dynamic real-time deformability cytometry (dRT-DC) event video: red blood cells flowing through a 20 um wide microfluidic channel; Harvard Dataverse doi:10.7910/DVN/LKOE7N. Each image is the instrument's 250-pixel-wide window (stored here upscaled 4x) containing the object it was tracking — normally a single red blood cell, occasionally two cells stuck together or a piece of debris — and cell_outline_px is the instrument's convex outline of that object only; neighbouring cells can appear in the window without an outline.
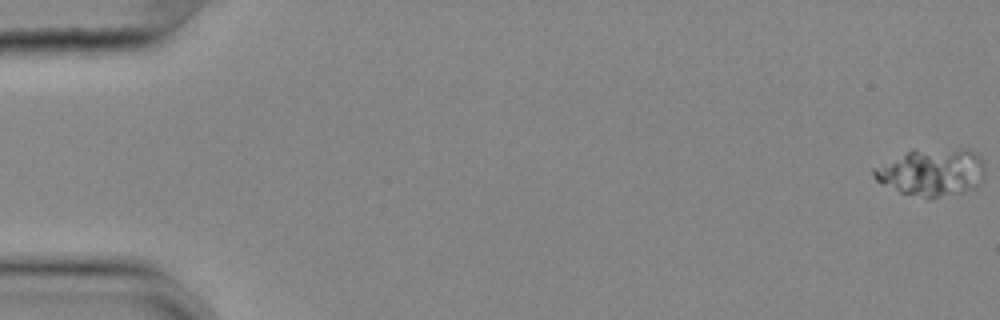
{"species": "common noctule bat (a hibernating species)", "species_latin": "Nyctalus noctula", "temperature_condition": "cold", "stored_images_in_passage": 57, "camera_frame_rate_fps": 3000, "um_per_image_px": 0.085, "animal": {"sex": "female", "body_mass_g": 25.1}, "frame": {"image": 1, "passage_image": 1, "time_ms": 0.0, "image_size_px": [1000, 320], "cell_outline_px": [[984, 180], [980, 184], [972, 188], [960, 192], [928, 200], [900, 192], [876, 180], [872, 176], [872, 168], [912, 148], [968, 148], [980, 160], [984, 168]], "centroid_in_image_um": [79.16, 14.62], "position_along_channel_um": 5.8, "area_um2": 31.21}}
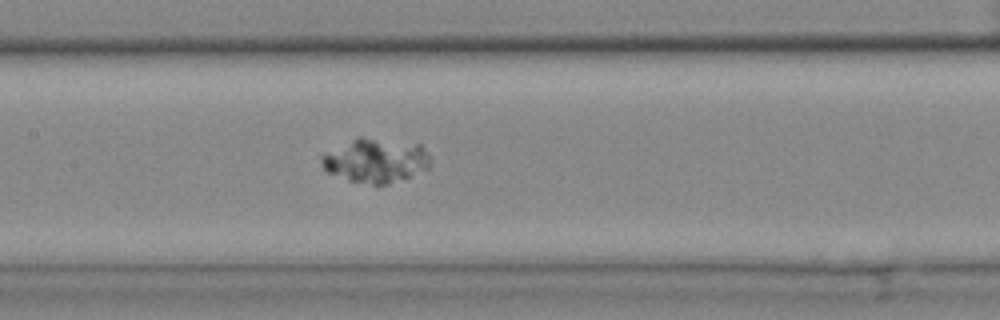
{"frame": {"image": 2, "passage_image": 28, "time_ms": 9.0, "image_size_px": [1000, 320], "cell_outline_px": [[432, 160], [428, 168], [388, 184], [372, 184], [348, 180], [328, 172], [320, 164], [320, 156], [324, 152], [360, 136], [420, 144], [424, 148]], "centroid_in_image_um": [31.91, 13.62], "position_along_channel_um": 175.5, "area_um2": 27.86}}
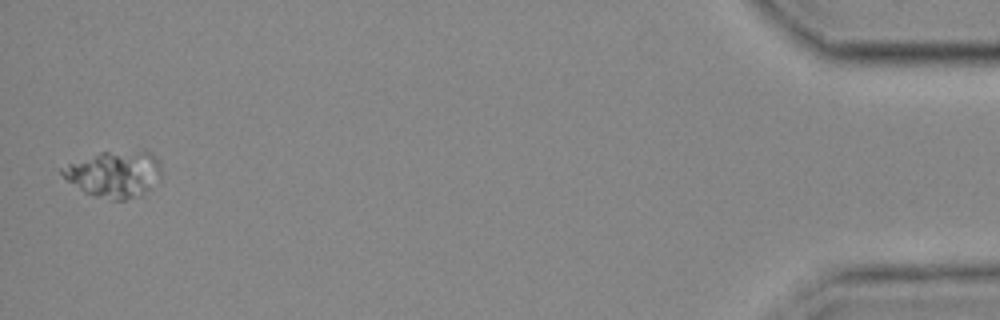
{"frame": {"image": 3, "passage_image": 56, "time_ms": 18.333, "image_size_px": [1000, 320], "cell_outline_px": [[160, 180], [144, 192], [124, 200], [112, 200], [96, 196], [84, 192], [68, 180], [60, 172], [60, 168], [68, 164], [100, 152], [148, 152], [160, 164]], "centroid_in_image_um": [9.69, 14.81], "position_along_channel_um": 425.5, "area_um2": 26.01}}